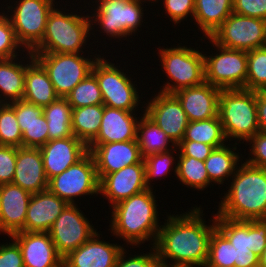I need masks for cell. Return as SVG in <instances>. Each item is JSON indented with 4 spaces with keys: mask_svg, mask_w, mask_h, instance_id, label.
Wrapping results in <instances>:
<instances>
[{
    "mask_svg": "<svg viewBox=\"0 0 266 267\" xmlns=\"http://www.w3.org/2000/svg\"><path fill=\"white\" fill-rule=\"evenodd\" d=\"M200 207L166 215L153 246L162 267H205L216 213L207 224Z\"/></svg>",
    "mask_w": 266,
    "mask_h": 267,
    "instance_id": "obj_1",
    "label": "cell"
},
{
    "mask_svg": "<svg viewBox=\"0 0 266 267\" xmlns=\"http://www.w3.org/2000/svg\"><path fill=\"white\" fill-rule=\"evenodd\" d=\"M148 188L112 206L109 230L116 238L123 239L130 249L150 241L154 246L161 228L156 189ZM153 242V243H152ZM134 246V247H133Z\"/></svg>",
    "mask_w": 266,
    "mask_h": 267,
    "instance_id": "obj_2",
    "label": "cell"
},
{
    "mask_svg": "<svg viewBox=\"0 0 266 267\" xmlns=\"http://www.w3.org/2000/svg\"><path fill=\"white\" fill-rule=\"evenodd\" d=\"M229 182L216 213L233 220L266 219V169L243 160Z\"/></svg>",
    "mask_w": 266,
    "mask_h": 267,
    "instance_id": "obj_3",
    "label": "cell"
},
{
    "mask_svg": "<svg viewBox=\"0 0 266 267\" xmlns=\"http://www.w3.org/2000/svg\"><path fill=\"white\" fill-rule=\"evenodd\" d=\"M52 9L47 18L42 41L31 51V53H66L84 54L85 46L90 41L91 31L90 13L86 10L78 12V9L66 12V8L58 5ZM62 11H61V10ZM76 12V13H74ZM78 13H82L81 15ZM90 37V38H89Z\"/></svg>",
    "mask_w": 266,
    "mask_h": 267,
    "instance_id": "obj_4",
    "label": "cell"
},
{
    "mask_svg": "<svg viewBox=\"0 0 266 267\" xmlns=\"http://www.w3.org/2000/svg\"><path fill=\"white\" fill-rule=\"evenodd\" d=\"M218 116L224 135L236 140L240 145L247 142L258 132L256 91L241 89H223L219 94ZM243 141V142H240ZM238 142V143H237Z\"/></svg>",
    "mask_w": 266,
    "mask_h": 267,
    "instance_id": "obj_5",
    "label": "cell"
},
{
    "mask_svg": "<svg viewBox=\"0 0 266 267\" xmlns=\"http://www.w3.org/2000/svg\"><path fill=\"white\" fill-rule=\"evenodd\" d=\"M91 3L92 11L86 9L91 12V32L94 26H98L96 33H104L106 37L109 36L108 40L110 37L114 40L117 38L116 42H120L122 38L129 39L132 35L135 37L144 22V12L147 11L144 10L143 1L139 0H95Z\"/></svg>",
    "mask_w": 266,
    "mask_h": 267,
    "instance_id": "obj_6",
    "label": "cell"
},
{
    "mask_svg": "<svg viewBox=\"0 0 266 267\" xmlns=\"http://www.w3.org/2000/svg\"><path fill=\"white\" fill-rule=\"evenodd\" d=\"M181 44V45H180ZM178 43L177 46L168 48L158 47L156 54L160 59L159 66L165 71L166 81L160 86L159 92L174 94L176 91L197 86L205 81L204 49L193 48ZM169 80V81H168ZM162 87V88H161Z\"/></svg>",
    "mask_w": 266,
    "mask_h": 267,
    "instance_id": "obj_7",
    "label": "cell"
},
{
    "mask_svg": "<svg viewBox=\"0 0 266 267\" xmlns=\"http://www.w3.org/2000/svg\"><path fill=\"white\" fill-rule=\"evenodd\" d=\"M105 55L99 56L95 61L91 73L96 77L99 88L103 97V105L121 109L125 111L136 112L139 109L140 103H142V108H144L143 103L141 102V96H139V90L135 84L136 81L128 72L124 73V68L121 69L120 65H115L110 62V60L104 58ZM132 75V76H131ZM131 76V77H130ZM141 98V99H140ZM138 108V109H137ZM137 110V111H136Z\"/></svg>",
    "mask_w": 266,
    "mask_h": 267,
    "instance_id": "obj_8",
    "label": "cell"
},
{
    "mask_svg": "<svg viewBox=\"0 0 266 267\" xmlns=\"http://www.w3.org/2000/svg\"><path fill=\"white\" fill-rule=\"evenodd\" d=\"M2 11L10 19L17 40L26 51H32L44 36L49 13L56 0H17ZM6 12V13H5ZM9 12V13H8ZM12 14V15H11Z\"/></svg>",
    "mask_w": 266,
    "mask_h": 267,
    "instance_id": "obj_9",
    "label": "cell"
},
{
    "mask_svg": "<svg viewBox=\"0 0 266 267\" xmlns=\"http://www.w3.org/2000/svg\"><path fill=\"white\" fill-rule=\"evenodd\" d=\"M32 53L34 58L46 70L56 94L65 98L71 90L85 79L100 54ZM90 56V57H89ZM92 57V58H91Z\"/></svg>",
    "mask_w": 266,
    "mask_h": 267,
    "instance_id": "obj_10",
    "label": "cell"
},
{
    "mask_svg": "<svg viewBox=\"0 0 266 267\" xmlns=\"http://www.w3.org/2000/svg\"><path fill=\"white\" fill-rule=\"evenodd\" d=\"M208 41L215 50L204 53L205 82L221 90L246 89L247 52L222 47L210 37Z\"/></svg>",
    "mask_w": 266,
    "mask_h": 267,
    "instance_id": "obj_11",
    "label": "cell"
},
{
    "mask_svg": "<svg viewBox=\"0 0 266 267\" xmlns=\"http://www.w3.org/2000/svg\"><path fill=\"white\" fill-rule=\"evenodd\" d=\"M99 181L94 157L88 152L76 164L51 178L48 189L68 204H77L74 199L78 197L99 194Z\"/></svg>",
    "mask_w": 266,
    "mask_h": 267,
    "instance_id": "obj_12",
    "label": "cell"
},
{
    "mask_svg": "<svg viewBox=\"0 0 266 267\" xmlns=\"http://www.w3.org/2000/svg\"><path fill=\"white\" fill-rule=\"evenodd\" d=\"M222 47L251 51L266 45V20L231 13L210 37Z\"/></svg>",
    "mask_w": 266,
    "mask_h": 267,
    "instance_id": "obj_13",
    "label": "cell"
},
{
    "mask_svg": "<svg viewBox=\"0 0 266 267\" xmlns=\"http://www.w3.org/2000/svg\"><path fill=\"white\" fill-rule=\"evenodd\" d=\"M96 232L97 229L76 203L68 204L48 231L62 259L84 244Z\"/></svg>",
    "mask_w": 266,
    "mask_h": 267,
    "instance_id": "obj_14",
    "label": "cell"
},
{
    "mask_svg": "<svg viewBox=\"0 0 266 267\" xmlns=\"http://www.w3.org/2000/svg\"><path fill=\"white\" fill-rule=\"evenodd\" d=\"M152 95L154 97L144 103L142 110L177 145L183 139L189 123L186 112L174 94L158 91V94Z\"/></svg>",
    "mask_w": 266,
    "mask_h": 267,
    "instance_id": "obj_15",
    "label": "cell"
},
{
    "mask_svg": "<svg viewBox=\"0 0 266 267\" xmlns=\"http://www.w3.org/2000/svg\"><path fill=\"white\" fill-rule=\"evenodd\" d=\"M146 189L144 160L104 175L99 181V195H104L111 207Z\"/></svg>",
    "mask_w": 266,
    "mask_h": 267,
    "instance_id": "obj_16",
    "label": "cell"
},
{
    "mask_svg": "<svg viewBox=\"0 0 266 267\" xmlns=\"http://www.w3.org/2000/svg\"><path fill=\"white\" fill-rule=\"evenodd\" d=\"M99 180L107 174L144 160L137 140L112 143H90Z\"/></svg>",
    "mask_w": 266,
    "mask_h": 267,
    "instance_id": "obj_17",
    "label": "cell"
},
{
    "mask_svg": "<svg viewBox=\"0 0 266 267\" xmlns=\"http://www.w3.org/2000/svg\"><path fill=\"white\" fill-rule=\"evenodd\" d=\"M216 227L237 250H251L259 257L266 247V219L233 220L216 213Z\"/></svg>",
    "mask_w": 266,
    "mask_h": 267,
    "instance_id": "obj_18",
    "label": "cell"
},
{
    "mask_svg": "<svg viewBox=\"0 0 266 267\" xmlns=\"http://www.w3.org/2000/svg\"><path fill=\"white\" fill-rule=\"evenodd\" d=\"M9 237L19 245L24 267H63L48 232L19 231Z\"/></svg>",
    "mask_w": 266,
    "mask_h": 267,
    "instance_id": "obj_19",
    "label": "cell"
},
{
    "mask_svg": "<svg viewBox=\"0 0 266 267\" xmlns=\"http://www.w3.org/2000/svg\"><path fill=\"white\" fill-rule=\"evenodd\" d=\"M40 151L48 181L76 164L89 152L88 146L74 135L50 140Z\"/></svg>",
    "mask_w": 266,
    "mask_h": 267,
    "instance_id": "obj_20",
    "label": "cell"
},
{
    "mask_svg": "<svg viewBox=\"0 0 266 267\" xmlns=\"http://www.w3.org/2000/svg\"><path fill=\"white\" fill-rule=\"evenodd\" d=\"M101 238L102 234L96 232L63 259V267H115L125 244L110 243Z\"/></svg>",
    "mask_w": 266,
    "mask_h": 267,
    "instance_id": "obj_21",
    "label": "cell"
},
{
    "mask_svg": "<svg viewBox=\"0 0 266 267\" xmlns=\"http://www.w3.org/2000/svg\"><path fill=\"white\" fill-rule=\"evenodd\" d=\"M31 196L14 183L0 185V234L9 237L24 228Z\"/></svg>",
    "mask_w": 266,
    "mask_h": 267,
    "instance_id": "obj_22",
    "label": "cell"
},
{
    "mask_svg": "<svg viewBox=\"0 0 266 267\" xmlns=\"http://www.w3.org/2000/svg\"><path fill=\"white\" fill-rule=\"evenodd\" d=\"M220 91L221 89L204 81L200 85L180 89L174 95L180 101L190 122L218 116Z\"/></svg>",
    "mask_w": 266,
    "mask_h": 267,
    "instance_id": "obj_23",
    "label": "cell"
},
{
    "mask_svg": "<svg viewBox=\"0 0 266 267\" xmlns=\"http://www.w3.org/2000/svg\"><path fill=\"white\" fill-rule=\"evenodd\" d=\"M40 148L17 147L14 179L12 183L31 194L48 189Z\"/></svg>",
    "mask_w": 266,
    "mask_h": 267,
    "instance_id": "obj_24",
    "label": "cell"
},
{
    "mask_svg": "<svg viewBox=\"0 0 266 267\" xmlns=\"http://www.w3.org/2000/svg\"><path fill=\"white\" fill-rule=\"evenodd\" d=\"M68 203L49 189L30 197L23 232H48Z\"/></svg>",
    "mask_w": 266,
    "mask_h": 267,
    "instance_id": "obj_25",
    "label": "cell"
},
{
    "mask_svg": "<svg viewBox=\"0 0 266 267\" xmlns=\"http://www.w3.org/2000/svg\"><path fill=\"white\" fill-rule=\"evenodd\" d=\"M131 111L103 105V116L97 137L91 143L137 140V124L141 118Z\"/></svg>",
    "mask_w": 266,
    "mask_h": 267,
    "instance_id": "obj_26",
    "label": "cell"
},
{
    "mask_svg": "<svg viewBox=\"0 0 266 267\" xmlns=\"http://www.w3.org/2000/svg\"><path fill=\"white\" fill-rule=\"evenodd\" d=\"M59 96L43 66L27 51L25 91L23 99L36 106L45 107L56 101Z\"/></svg>",
    "mask_w": 266,
    "mask_h": 267,
    "instance_id": "obj_27",
    "label": "cell"
},
{
    "mask_svg": "<svg viewBox=\"0 0 266 267\" xmlns=\"http://www.w3.org/2000/svg\"><path fill=\"white\" fill-rule=\"evenodd\" d=\"M25 53L24 57L21 54V57L0 60V103L23 99L27 68V52Z\"/></svg>",
    "mask_w": 266,
    "mask_h": 267,
    "instance_id": "obj_28",
    "label": "cell"
},
{
    "mask_svg": "<svg viewBox=\"0 0 266 267\" xmlns=\"http://www.w3.org/2000/svg\"><path fill=\"white\" fill-rule=\"evenodd\" d=\"M236 145L238 144L230 143L215 148L205 159V168L211 184L213 182V185H223L224 181L226 183V180L228 181L235 174L240 162L245 158L239 153L241 150H237Z\"/></svg>",
    "mask_w": 266,
    "mask_h": 267,
    "instance_id": "obj_29",
    "label": "cell"
},
{
    "mask_svg": "<svg viewBox=\"0 0 266 267\" xmlns=\"http://www.w3.org/2000/svg\"><path fill=\"white\" fill-rule=\"evenodd\" d=\"M233 12V0H195L194 23L201 30L205 41Z\"/></svg>",
    "mask_w": 266,
    "mask_h": 267,
    "instance_id": "obj_30",
    "label": "cell"
},
{
    "mask_svg": "<svg viewBox=\"0 0 266 267\" xmlns=\"http://www.w3.org/2000/svg\"><path fill=\"white\" fill-rule=\"evenodd\" d=\"M142 112L137 124V141L143 158L174 149L176 147L174 142L144 111Z\"/></svg>",
    "mask_w": 266,
    "mask_h": 267,
    "instance_id": "obj_31",
    "label": "cell"
},
{
    "mask_svg": "<svg viewBox=\"0 0 266 267\" xmlns=\"http://www.w3.org/2000/svg\"><path fill=\"white\" fill-rule=\"evenodd\" d=\"M103 116V104L72 108V133L87 146L97 137Z\"/></svg>",
    "mask_w": 266,
    "mask_h": 267,
    "instance_id": "obj_32",
    "label": "cell"
},
{
    "mask_svg": "<svg viewBox=\"0 0 266 267\" xmlns=\"http://www.w3.org/2000/svg\"><path fill=\"white\" fill-rule=\"evenodd\" d=\"M43 114L48 125V141L73 136L72 107L66 98L59 97L43 107Z\"/></svg>",
    "mask_w": 266,
    "mask_h": 267,
    "instance_id": "obj_33",
    "label": "cell"
},
{
    "mask_svg": "<svg viewBox=\"0 0 266 267\" xmlns=\"http://www.w3.org/2000/svg\"><path fill=\"white\" fill-rule=\"evenodd\" d=\"M182 140L201 142L214 148L228 143L219 116L207 120L190 121Z\"/></svg>",
    "mask_w": 266,
    "mask_h": 267,
    "instance_id": "obj_34",
    "label": "cell"
},
{
    "mask_svg": "<svg viewBox=\"0 0 266 267\" xmlns=\"http://www.w3.org/2000/svg\"><path fill=\"white\" fill-rule=\"evenodd\" d=\"M177 180L188 188L202 191L209 187L210 179L204 161L178 154Z\"/></svg>",
    "mask_w": 266,
    "mask_h": 267,
    "instance_id": "obj_35",
    "label": "cell"
},
{
    "mask_svg": "<svg viewBox=\"0 0 266 267\" xmlns=\"http://www.w3.org/2000/svg\"><path fill=\"white\" fill-rule=\"evenodd\" d=\"M177 150L178 147L176 146L174 149L170 151L152 154L144 158L146 186L148 188L153 189L152 185L154 183L152 182L154 180L159 179V177H160L159 180H161L162 176L167 177L168 173H170V171L172 170L175 172L174 174L177 175L178 162L176 161H178V154H179V151ZM172 165L174 168L172 167Z\"/></svg>",
    "mask_w": 266,
    "mask_h": 267,
    "instance_id": "obj_36",
    "label": "cell"
},
{
    "mask_svg": "<svg viewBox=\"0 0 266 267\" xmlns=\"http://www.w3.org/2000/svg\"><path fill=\"white\" fill-rule=\"evenodd\" d=\"M235 260V247L216 227L211 234L209 254L205 267H234Z\"/></svg>",
    "mask_w": 266,
    "mask_h": 267,
    "instance_id": "obj_37",
    "label": "cell"
},
{
    "mask_svg": "<svg viewBox=\"0 0 266 267\" xmlns=\"http://www.w3.org/2000/svg\"><path fill=\"white\" fill-rule=\"evenodd\" d=\"M72 108L103 104V97L96 77L90 73L65 97Z\"/></svg>",
    "mask_w": 266,
    "mask_h": 267,
    "instance_id": "obj_38",
    "label": "cell"
},
{
    "mask_svg": "<svg viewBox=\"0 0 266 267\" xmlns=\"http://www.w3.org/2000/svg\"><path fill=\"white\" fill-rule=\"evenodd\" d=\"M246 89L266 91V46L247 52Z\"/></svg>",
    "mask_w": 266,
    "mask_h": 267,
    "instance_id": "obj_39",
    "label": "cell"
},
{
    "mask_svg": "<svg viewBox=\"0 0 266 267\" xmlns=\"http://www.w3.org/2000/svg\"><path fill=\"white\" fill-rule=\"evenodd\" d=\"M0 145L22 146V131L17 122L14 102L0 103Z\"/></svg>",
    "mask_w": 266,
    "mask_h": 267,
    "instance_id": "obj_40",
    "label": "cell"
},
{
    "mask_svg": "<svg viewBox=\"0 0 266 267\" xmlns=\"http://www.w3.org/2000/svg\"><path fill=\"white\" fill-rule=\"evenodd\" d=\"M0 10V60L21 56L18 53L24 54L26 50L17 40L10 19L2 12V6Z\"/></svg>",
    "mask_w": 266,
    "mask_h": 267,
    "instance_id": "obj_41",
    "label": "cell"
},
{
    "mask_svg": "<svg viewBox=\"0 0 266 267\" xmlns=\"http://www.w3.org/2000/svg\"><path fill=\"white\" fill-rule=\"evenodd\" d=\"M22 131V146L41 148L48 142V125L43 115L31 123H18Z\"/></svg>",
    "mask_w": 266,
    "mask_h": 267,
    "instance_id": "obj_42",
    "label": "cell"
},
{
    "mask_svg": "<svg viewBox=\"0 0 266 267\" xmlns=\"http://www.w3.org/2000/svg\"><path fill=\"white\" fill-rule=\"evenodd\" d=\"M126 250L124 248L121 251L115 267H162L153 246L150 247V252L137 255H130Z\"/></svg>",
    "mask_w": 266,
    "mask_h": 267,
    "instance_id": "obj_43",
    "label": "cell"
},
{
    "mask_svg": "<svg viewBox=\"0 0 266 267\" xmlns=\"http://www.w3.org/2000/svg\"><path fill=\"white\" fill-rule=\"evenodd\" d=\"M163 3V5H162ZM161 5L163 6V11L170 17L169 20L173 24H179L183 22L188 17L193 19L195 12V0H161ZM191 15V16H190Z\"/></svg>",
    "mask_w": 266,
    "mask_h": 267,
    "instance_id": "obj_44",
    "label": "cell"
},
{
    "mask_svg": "<svg viewBox=\"0 0 266 267\" xmlns=\"http://www.w3.org/2000/svg\"><path fill=\"white\" fill-rule=\"evenodd\" d=\"M16 157L17 147L0 145V185L12 183Z\"/></svg>",
    "mask_w": 266,
    "mask_h": 267,
    "instance_id": "obj_45",
    "label": "cell"
},
{
    "mask_svg": "<svg viewBox=\"0 0 266 267\" xmlns=\"http://www.w3.org/2000/svg\"><path fill=\"white\" fill-rule=\"evenodd\" d=\"M247 143L250 147L248 159L245 161L253 166L266 169V133H256Z\"/></svg>",
    "mask_w": 266,
    "mask_h": 267,
    "instance_id": "obj_46",
    "label": "cell"
},
{
    "mask_svg": "<svg viewBox=\"0 0 266 267\" xmlns=\"http://www.w3.org/2000/svg\"><path fill=\"white\" fill-rule=\"evenodd\" d=\"M233 13L266 20V0H233Z\"/></svg>",
    "mask_w": 266,
    "mask_h": 267,
    "instance_id": "obj_47",
    "label": "cell"
},
{
    "mask_svg": "<svg viewBox=\"0 0 266 267\" xmlns=\"http://www.w3.org/2000/svg\"><path fill=\"white\" fill-rule=\"evenodd\" d=\"M9 244H0V267H24L19 245L11 238Z\"/></svg>",
    "mask_w": 266,
    "mask_h": 267,
    "instance_id": "obj_48",
    "label": "cell"
},
{
    "mask_svg": "<svg viewBox=\"0 0 266 267\" xmlns=\"http://www.w3.org/2000/svg\"><path fill=\"white\" fill-rule=\"evenodd\" d=\"M176 146L183 156L193 157L200 161H205V159L215 149L212 145L194 142L191 140H181Z\"/></svg>",
    "mask_w": 266,
    "mask_h": 267,
    "instance_id": "obj_49",
    "label": "cell"
},
{
    "mask_svg": "<svg viewBox=\"0 0 266 267\" xmlns=\"http://www.w3.org/2000/svg\"><path fill=\"white\" fill-rule=\"evenodd\" d=\"M14 111L18 123H31L43 115V107L36 106L24 99L14 102Z\"/></svg>",
    "mask_w": 266,
    "mask_h": 267,
    "instance_id": "obj_50",
    "label": "cell"
},
{
    "mask_svg": "<svg viewBox=\"0 0 266 267\" xmlns=\"http://www.w3.org/2000/svg\"><path fill=\"white\" fill-rule=\"evenodd\" d=\"M259 265V256L251 250H236L234 267H256Z\"/></svg>",
    "mask_w": 266,
    "mask_h": 267,
    "instance_id": "obj_51",
    "label": "cell"
},
{
    "mask_svg": "<svg viewBox=\"0 0 266 267\" xmlns=\"http://www.w3.org/2000/svg\"><path fill=\"white\" fill-rule=\"evenodd\" d=\"M256 105L259 130L266 133V91H256Z\"/></svg>",
    "mask_w": 266,
    "mask_h": 267,
    "instance_id": "obj_52",
    "label": "cell"
},
{
    "mask_svg": "<svg viewBox=\"0 0 266 267\" xmlns=\"http://www.w3.org/2000/svg\"><path fill=\"white\" fill-rule=\"evenodd\" d=\"M259 266L260 267H266V247L263 250V253L259 257Z\"/></svg>",
    "mask_w": 266,
    "mask_h": 267,
    "instance_id": "obj_53",
    "label": "cell"
},
{
    "mask_svg": "<svg viewBox=\"0 0 266 267\" xmlns=\"http://www.w3.org/2000/svg\"><path fill=\"white\" fill-rule=\"evenodd\" d=\"M139 1H143L144 4L147 3V2H149L148 5H150V2H151V3H154V4H155V2H156V4H157V3H159L160 0H139Z\"/></svg>",
    "mask_w": 266,
    "mask_h": 267,
    "instance_id": "obj_54",
    "label": "cell"
}]
</instances>
